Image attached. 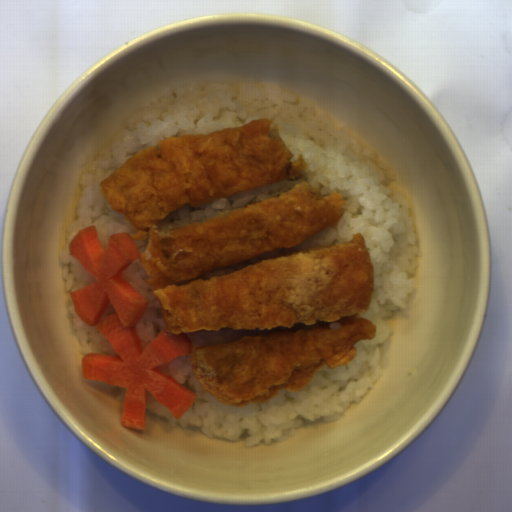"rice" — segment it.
Returning a JSON list of instances; mask_svg holds the SVG:
<instances>
[{
    "label": "rice",
    "instance_id": "obj_1",
    "mask_svg": "<svg viewBox=\"0 0 512 512\" xmlns=\"http://www.w3.org/2000/svg\"><path fill=\"white\" fill-rule=\"evenodd\" d=\"M161 95V101L152 98L149 106L131 113L127 128L119 131L111 144L97 154L78 180L81 187L75 210L78 218L67 226L66 243L59 253L68 311L80 344L78 353L83 357L88 353L117 355L102 333L84 322L75 311L71 292L96 281L70 255L69 245L77 232L88 226L96 227L103 252L111 235L136 232L130 222L124 221L125 214L110 209V203L99 190L100 182L122 167L127 159L156 146L160 140L208 135L224 128L244 126L252 120L268 119L271 128L277 126L278 135L293 154L289 160H299L302 154L308 166L301 172L307 174L304 178L300 181L285 179L231 197L221 196L201 206L186 203L157 227L169 232L194 222L203 223L226 210L277 197L302 181L314 186L322 197L334 191L342 193L346 211L336 227L307 236L291 248H276L238 265L215 267L213 272H204L201 279L207 281L212 276L230 274L267 257L350 242L355 233H361L373 264V292L367 312L356 315L372 321L375 338L361 339L354 344L357 355L349 364L333 369L323 365L305 388L298 391L284 388L266 402H250L243 407L221 404L204 392L193 374L190 355L179 356L157 370L195 392L196 400L176 419L146 390V410L166 418L172 428L177 424L182 429L188 424L200 427L202 434L212 439L237 442L247 429L250 436L245 437L244 444L248 447L263 440L268 445L298 436L295 428L303 425L298 416L312 422L321 417L329 423L340 419L350 402L359 403L368 388H375L374 383L382 375L379 346L395 330L384 318L407 308L415 285V279L408 278V274L417 272L420 264L416 256H423L416 244L414 219L409 216L411 203L396 185H385L396 180L393 169L379 159L375 150L349 134L348 128L335 129L326 115L316 114L311 101L297 105L298 97L277 85L258 88L242 83L237 92L228 83L212 82L202 90V85L194 80Z\"/></svg>",
    "mask_w": 512,
    "mask_h": 512
},
{
    "label": "rice",
    "instance_id": "obj_2",
    "mask_svg": "<svg viewBox=\"0 0 512 512\" xmlns=\"http://www.w3.org/2000/svg\"><path fill=\"white\" fill-rule=\"evenodd\" d=\"M121 276L148 301L143 315L135 325L143 352L159 335L161 330L166 327L165 321L162 318V307L153 293L152 285H148L144 280L152 277L146 274L140 258L132 261Z\"/></svg>",
    "mask_w": 512,
    "mask_h": 512
},
{
    "label": "rice",
    "instance_id": "obj_3",
    "mask_svg": "<svg viewBox=\"0 0 512 512\" xmlns=\"http://www.w3.org/2000/svg\"><path fill=\"white\" fill-rule=\"evenodd\" d=\"M267 328L256 329H233L221 327L220 330H206L185 333L191 339L192 348L197 346H206L216 343H232L238 341L242 336H259L260 334H268Z\"/></svg>",
    "mask_w": 512,
    "mask_h": 512
},
{
    "label": "rice",
    "instance_id": "obj_4",
    "mask_svg": "<svg viewBox=\"0 0 512 512\" xmlns=\"http://www.w3.org/2000/svg\"><path fill=\"white\" fill-rule=\"evenodd\" d=\"M133 241L142 255V253L144 251H146V249H147V246L149 243V236L145 240H133Z\"/></svg>",
    "mask_w": 512,
    "mask_h": 512
}]
</instances>
